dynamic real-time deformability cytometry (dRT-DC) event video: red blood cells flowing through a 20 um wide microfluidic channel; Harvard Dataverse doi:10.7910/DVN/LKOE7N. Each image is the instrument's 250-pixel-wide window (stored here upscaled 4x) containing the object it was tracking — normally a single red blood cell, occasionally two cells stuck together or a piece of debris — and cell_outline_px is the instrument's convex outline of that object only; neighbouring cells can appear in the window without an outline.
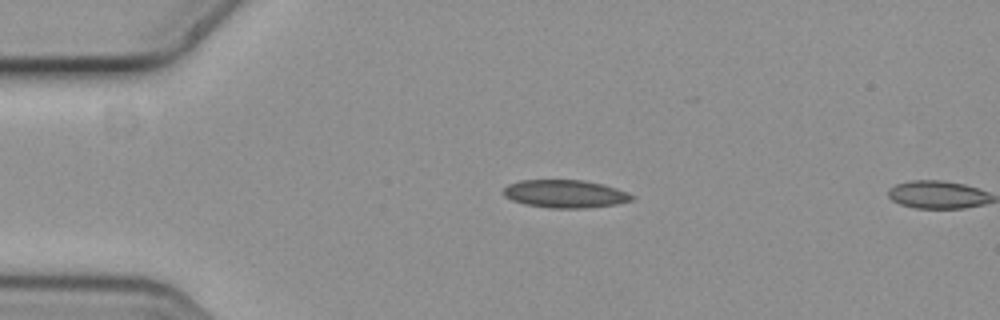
{"species": "common noctule bat (a hibernating species)", "species_latin": "Nyctalus noctula", "temperature_condition": "cold", "stored_images_in_passage": 3, "camera_frame_rate_fps": 3000, "um_per_image_px": 0.085, "animal": {"sex": "female", "body_mass_g": 19.3, "forearm_length_mm": 54.1}, "frame": {"image": 1, "passage_image": 2, "time_ms": 0.333, "image_size_px": [1000, 320], "cell_outline_px": [[636, 200], [616, 204], [588, 208], [548, 208], [524, 204], [512, 200], [504, 196], [504, 188], [508, 184], [520, 180], [584, 180], [616, 188], [628, 192], [636, 196]], "centroid_in_image_um": [48.07, 16.48], "position_along_channel_um": 36.9, "area_um2": 21.04}}